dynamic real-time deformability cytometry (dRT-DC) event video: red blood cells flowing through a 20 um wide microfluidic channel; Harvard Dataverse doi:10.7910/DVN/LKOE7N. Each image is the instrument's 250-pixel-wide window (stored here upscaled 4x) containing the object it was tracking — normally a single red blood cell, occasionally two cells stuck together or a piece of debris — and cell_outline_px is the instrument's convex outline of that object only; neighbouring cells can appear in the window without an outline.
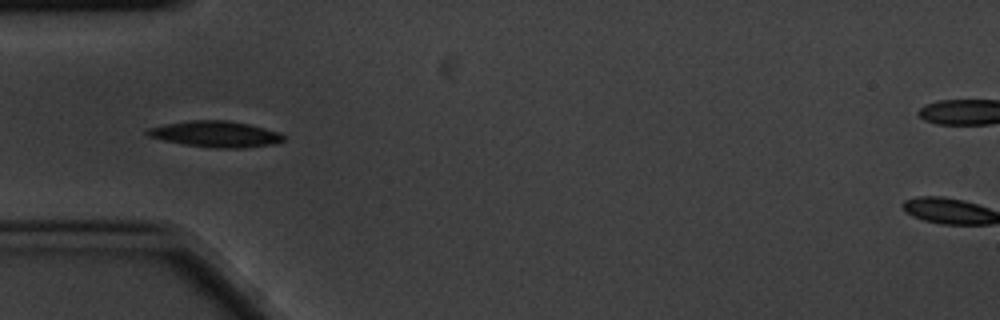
{"species": "common noctule bat (a hibernating species)", "species_latin": "Nyctalus noctula", "temperature_condition": "cold", "stored_images_in_passage": 3, "camera_frame_rate_fps": 3000, "um_per_image_px": 0.085, "animal": {"sex": "male", "body_mass_g": 20.1, "forearm_length_mm": 53.5}, "frame": {"image": 1, "passage_image": 2, "time_ms": 0.333, "image_size_px": [1000, 320], "cell_outline_px": [[284, 140], [276, 144], [244, 148], [212, 148], [184, 144], [164, 140], [148, 136], [144, 132], [148, 128], [164, 124], [188, 120], [228, 120], [248, 124], [280, 132], [284, 136]], "centroid_in_image_um": [18.33, 11.4], "position_along_channel_um": 66.7, "area_um2": 20.81}}